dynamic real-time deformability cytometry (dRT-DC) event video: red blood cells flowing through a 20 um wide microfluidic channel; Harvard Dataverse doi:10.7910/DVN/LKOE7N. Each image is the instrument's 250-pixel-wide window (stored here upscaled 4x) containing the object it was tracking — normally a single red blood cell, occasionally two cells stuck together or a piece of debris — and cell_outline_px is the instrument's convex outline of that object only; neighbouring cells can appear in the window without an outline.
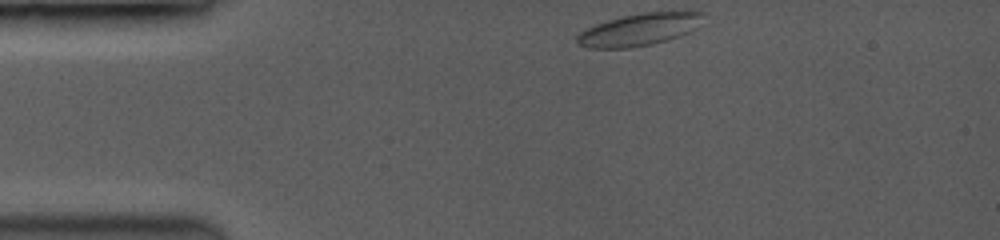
{"species": "common noctule bat (a hibernating species)", "species_latin": "Nyctalus noctula", "temperature_condition": "room temperature", "stored_images_in_passage": 58, "camera_frame_rate_fps": 3500, "um_per_image_px": 0.085, "animal": {"sex": "female", "body_mass_g": 19.0, "forearm_length_mm": 53.3}, "frame": {"image": 1, "passage_image": 1, "time_ms": 0.0, "image_size_px": [1000, 240], "cell_outline_px": [[704, 12], [688, 32], [664, 40], [648, 44], [628, 48], [592, 48], [580, 44], [576, 40], [576, 36], [580, 32], [596, 24], [624, 16], [644, 12]], "centroid_in_image_um": [54.22, 2.52], "position_along_channel_um": 30.8, "area_um2": 22.48}}
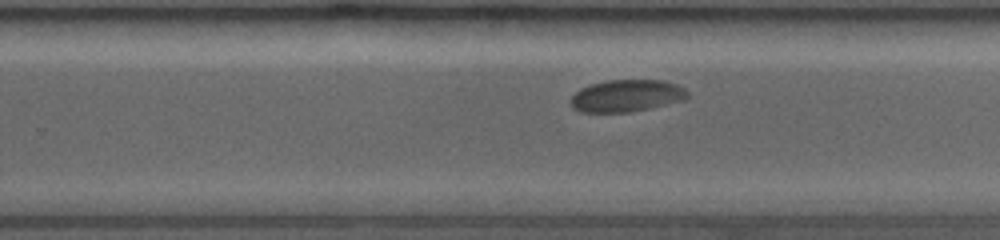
{"frame": {"image": 2, "passage_image": 36, "time_ms": 7.714, "image_size_px": [1000, 240], "cell_outline_px": [[688, 96], [680, 100], [648, 108], [628, 112], [580, 112], [572, 104], [572, 96], [580, 88], [592, 84], [608, 80], [664, 80], [676, 84], [684, 88], [688, 92]], "centroid_in_image_um": [53.25, 8.12], "position_along_channel_um": 276.5, "area_um2": 21.39}}
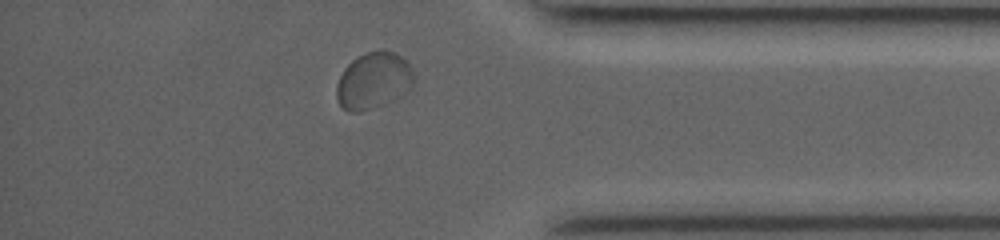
{"frame": {"image": 3, "passage_image": 52, "time_ms": 11.143, "image_size_px": [1000, 240], "cell_outline_px": [[416, 80], [412, 88], [408, 92], [396, 100], [360, 112], [348, 112], [336, 100], [336, 84], [344, 68], [352, 60], [368, 52], [396, 52], [412, 68]], "centroid_in_image_um": [31.77, 6.9], "position_along_channel_um": 403.4, "area_um2": 25.66}, "authors_computed_cell_mechanics": {"area_um2": 21.9062, "velocity_mm_per_s": 3.8637, "shape_relaxation_time_tau1_ms": 5.6104, "shape_relaxation_time_tau2_ms": null, "deformation_change_tau1": 0.0887, "deformation_change_tau2": null}}